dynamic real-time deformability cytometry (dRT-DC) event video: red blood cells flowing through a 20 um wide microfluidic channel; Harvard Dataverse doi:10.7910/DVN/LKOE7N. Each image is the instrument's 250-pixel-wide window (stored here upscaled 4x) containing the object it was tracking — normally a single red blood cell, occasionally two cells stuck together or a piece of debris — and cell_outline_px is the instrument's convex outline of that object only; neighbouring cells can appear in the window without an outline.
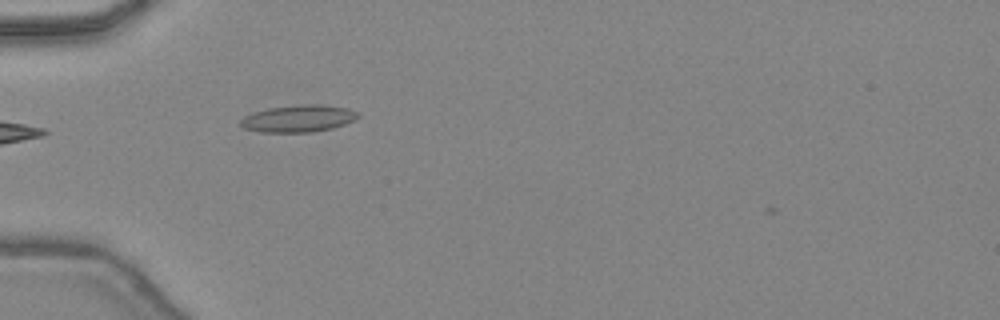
{"species": "common noctule bat (a hibernating species)", "species_latin": "Nyctalus noctula", "temperature_condition": "warm", "stored_images_in_passage": 21, "camera_frame_rate_fps": 3000, "um_per_image_px": 0.085, "animal": {"sex": "female", "body_mass_g": 24.6, "forearm_length_mm": 56.2}, "frame": {"image": 1, "passage_image": 2, "time_ms": 0.333, "image_size_px": [1000, 320], "cell_outline_px": [[360, 116], [356, 120], [332, 128], [312, 132], [260, 132], [244, 128], [240, 124], [240, 120], [244, 116], [252, 112], [268, 108], [304, 104], [320, 104], [348, 108], [360, 112]], "centroid_in_image_um": [25.39, 10.07], "position_along_channel_um": 59.6, "area_um2": 18.67}}